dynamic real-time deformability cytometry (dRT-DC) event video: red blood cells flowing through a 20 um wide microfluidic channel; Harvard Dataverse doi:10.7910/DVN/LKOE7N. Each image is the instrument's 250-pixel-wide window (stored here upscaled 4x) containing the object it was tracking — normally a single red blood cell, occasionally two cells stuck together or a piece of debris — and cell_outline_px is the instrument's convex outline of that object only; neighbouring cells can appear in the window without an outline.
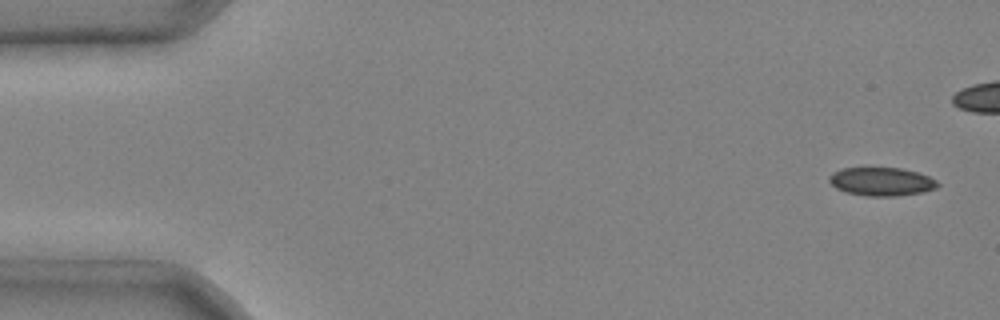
{"species": "common noctule bat (a hibernating species)", "species_latin": "Nyctalus noctula", "temperature_condition": "cold", "stored_images_in_passage": 5, "camera_frame_rate_fps": 3000, "um_per_image_px": 0.085, "animal": {"sex": "male", "body_mass_g": 20.4}, "frame": {"image": 1, "passage_image": 1, "time_ms": 0.0, "image_size_px": [1000, 320], "cell_outline_px": [[940, 184], [936, 188], [920, 192], [896, 196], [868, 196], [848, 192], [836, 188], [828, 180], [828, 176], [832, 172], [840, 168], [900, 168], [916, 172], [928, 176], [936, 180]], "centroid_in_image_um": [74.9, 15.43], "position_along_channel_um": 10.1, "area_um2": 17.8}}